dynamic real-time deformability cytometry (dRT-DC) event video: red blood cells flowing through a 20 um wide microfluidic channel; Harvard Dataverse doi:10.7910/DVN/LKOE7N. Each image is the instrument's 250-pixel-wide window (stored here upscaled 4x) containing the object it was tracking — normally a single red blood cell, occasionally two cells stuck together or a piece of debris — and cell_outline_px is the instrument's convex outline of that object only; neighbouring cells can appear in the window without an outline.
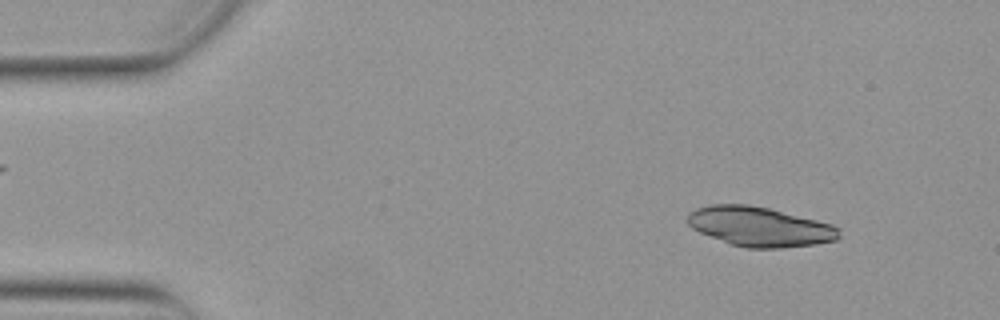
{"species": "Egyptian fruit bat (a non-hibernating species)", "species_latin": "Rousettus aegyptiacus", "temperature_condition": "warm", "stored_images_in_passage": 50, "camera_frame_rate_fps": 3000, "um_per_image_px": 0.085, "animal": {"sex": "female"}, "frame": {"image": 1, "passage_image": 4, "time_ms": 1.0, "image_size_px": [1000, 320], "cell_outline_px": [[840, 236], [836, 240], [816, 244], [780, 248], [748, 248], [732, 244], [700, 232], [692, 228], [688, 224], [688, 212], [696, 208], [712, 204], [748, 204], [768, 208], [832, 224], [840, 228]], "centroid_in_image_um": [64.59, 19.26], "position_along_channel_um": 20.4, "area_um2": 34.74}}
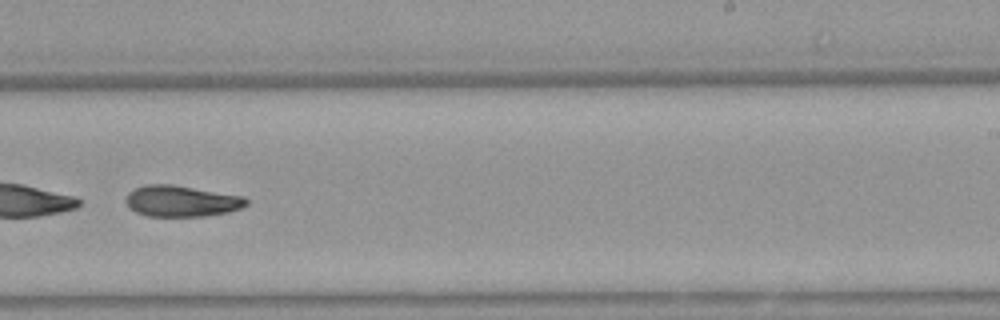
{"frame": {"image": 2, "passage_image": 31, "time_ms": 10.0, "image_size_px": [1000, 320], "cell_outline_px": [[248, 204], [240, 208], [228, 212], [204, 216], [144, 216], [128, 208], [124, 200], [124, 196], [132, 188], [144, 184], [172, 184], [244, 196], [248, 200]], "centroid_in_image_um": [15.35, 17.08], "position_along_channel_um": 273.6, "area_um2": 22.25}}
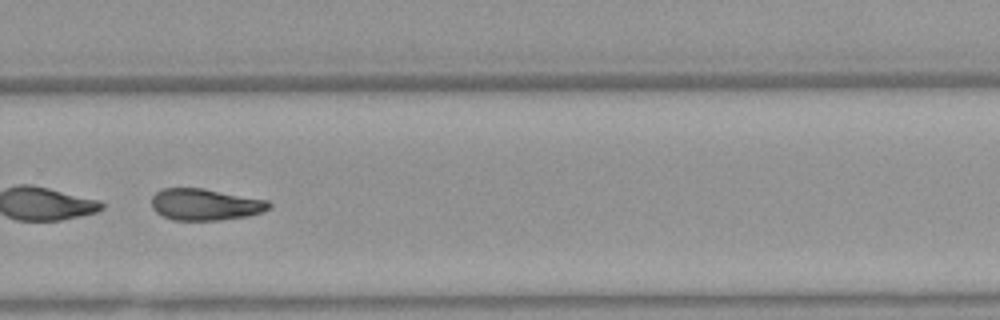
{"frame": {"image": 3, "passage_image": 34, "time_ms": 11.0, "image_size_px": [1000, 320], "cell_outline_px": [[272, 204], [268, 208], [260, 212], [248, 216], [220, 220], [172, 220], [156, 212], [152, 208], [152, 196], [156, 192], [164, 188], [204, 188], [268, 200]], "centroid_in_image_um": [17.43, 17.38], "position_along_channel_um": 312.4, "area_um2": 21.62}}